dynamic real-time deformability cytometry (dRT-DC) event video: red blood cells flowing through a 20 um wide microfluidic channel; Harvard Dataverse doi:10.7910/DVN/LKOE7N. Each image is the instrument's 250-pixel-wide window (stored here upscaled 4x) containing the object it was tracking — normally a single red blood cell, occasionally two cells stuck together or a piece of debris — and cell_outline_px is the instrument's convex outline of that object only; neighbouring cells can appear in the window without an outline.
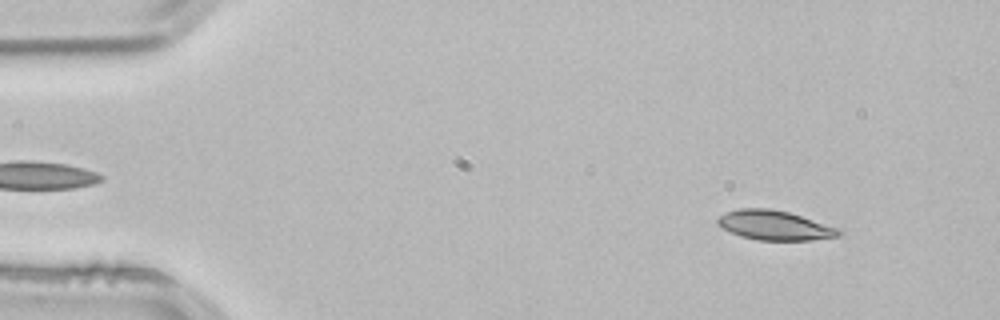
{"species": "common noctule bat (a hibernating species)", "species_latin": "Nyctalus noctula", "temperature_condition": "room temperature", "stored_images_in_passage": 52, "camera_frame_rate_fps": 3000, "um_per_image_px": 0.085, "animal": {"sex": "male", "body_mass_g": 21.5, "forearm_length_mm": 52.0}, "frame": {"image": 1, "passage_image": 5, "time_ms": 1.333, "image_size_px": [1000, 320], "cell_outline_px": [[840, 236], [812, 240], [756, 240], [740, 236], [716, 224], [716, 220], [720, 216], [728, 212], [740, 208], [772, 208], [788, 212], [836, 228], [840, 232]], "centroid_in_image_um": [65.79, 19.15], "position_along_channel_um": 19.2, "area_um2": 20.46}}
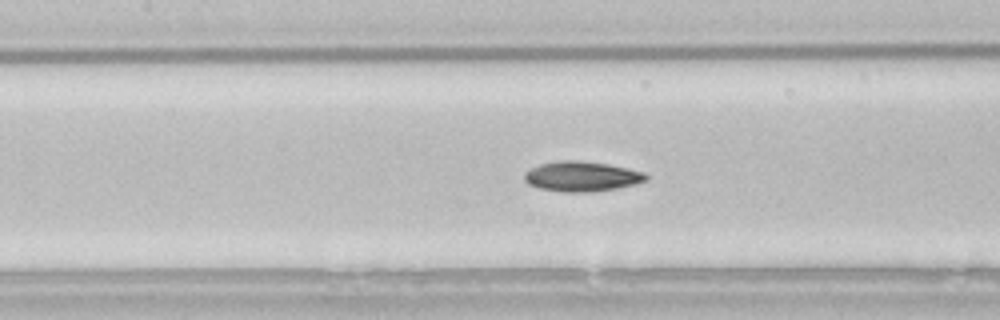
{"frame": {"image": 2, "passage_image": 23, "time_ms": 7.333, "image_size_px": [1000, 320], "cell_outline_px": [[648, 176], [644, 180], [632, 184], [616, 188], [592, 192], [564, 192], [540, 188], [528, 184], [524, 180], [524, 172], [540, 164], [560, 160], [580, 160], [608, 164], [628, 168], [644, 172]], "centroid_in_image_um": [49.41, 14.99], "position_along_channel_um": 158.0, "area_um2": 21.15}}
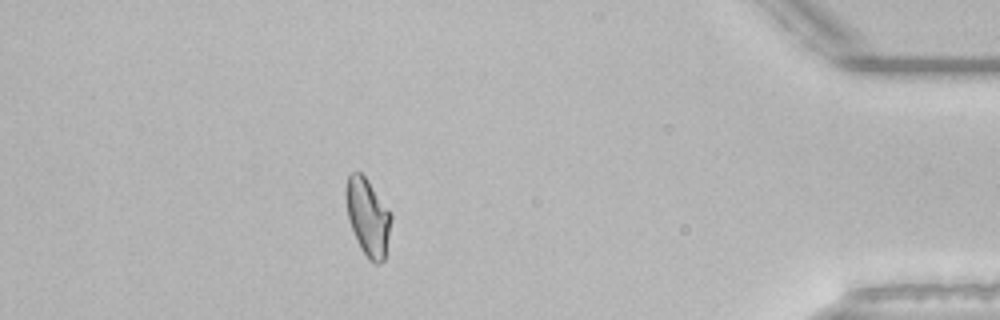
{"frame": {"image": 3, "passage_image": 46, "time_ms": 15.0, "image_size_px": [1000, 320], "cell_outline_px": [[392, 216], [384, 260], [380, 264], [372, 264], [368, 260], [360, 248], [348, 220], [344, 196], [344, 188], [348, 176], [352, 172], [360, 172], [364, 176]], "centroid_in_image_um": [31.22, 18.48], "position_along_channel_um": 404.0, "area_um2": 20.23}, "authors_computed_cell_mechanics": {"area_um2": 20.3167, "velocity_mm_per_s": 3.8337, "shape_relaxation_time_tau1_ms": 5.6226, "shape_relaxation_time_tau2_ms": 5.7368, "deformation_change_tau1": 0.1543, "deformation_change_tau2": 0.1039}}